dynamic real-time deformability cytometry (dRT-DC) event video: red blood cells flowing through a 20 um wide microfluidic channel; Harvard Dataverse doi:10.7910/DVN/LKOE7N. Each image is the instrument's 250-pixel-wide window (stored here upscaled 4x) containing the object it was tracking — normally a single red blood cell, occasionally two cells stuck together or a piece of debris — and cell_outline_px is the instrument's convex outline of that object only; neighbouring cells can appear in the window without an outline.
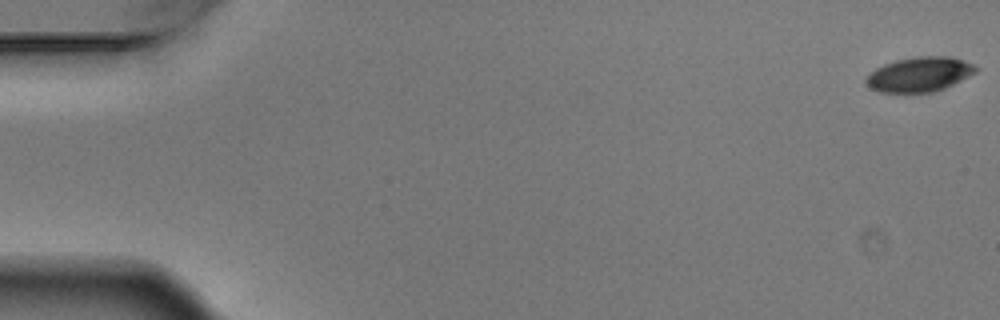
{"species": "Egyptian fruit bat (a non-hibernating species)", "species_latin": "Rousettus aegyptiacus", "temperature_condition": "warm", "stored_images_in_passage": 5, "camera_frame_rate_fps": 3000, "um_per_image_px": 0.085, "animal": {"sex": "male"}, "frame": {"image": 1, "passage_image": 1, "time_ms": 0.0, "image_size_px": [1000, 320], "cell_outline_px": [[980, 68], [976, 72], [944, 88], [932, 92], [880, 92], [872, 88], [864, 80], [876, 68], [884, 64], [896, 60], [916, 56], [952, 56], [964, 60]], "centroid_in_image_um": [78.18, 6.3], "position_along_channel_um": 6.8, "area_um2": 21.96}}
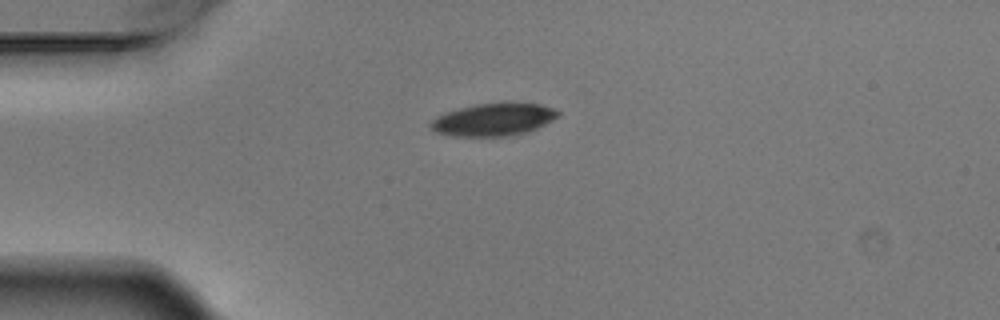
{"frame": {"image": 2, "passage_image": 4, "time_ms": 1.0, "image_size_px": [1000, 320], "cell_outline_px": [[560, 112], [552, 120], [536, 128], [524, 132], [504, 136], [448, 136], [436, 132], [428, 124], [436, 116], [444, 112], [476, 104], [540, 104], [556, 108]], "centroid_in_image_um": [41.89, 10.17], "position_along_channel_um": 43.1, "area_um2": 23.7}}